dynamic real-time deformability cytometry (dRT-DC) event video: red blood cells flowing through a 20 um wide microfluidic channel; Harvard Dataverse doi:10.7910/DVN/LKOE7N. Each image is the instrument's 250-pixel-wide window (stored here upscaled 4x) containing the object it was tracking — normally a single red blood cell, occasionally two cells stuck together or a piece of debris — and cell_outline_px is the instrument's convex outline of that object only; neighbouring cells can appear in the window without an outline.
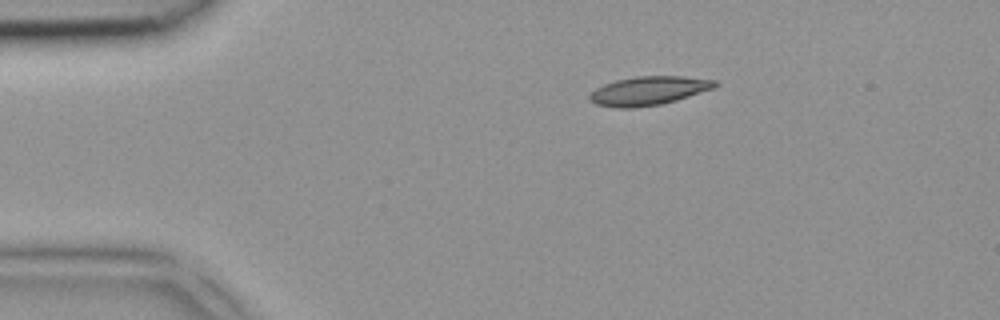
{"species": "common noctule bat (a hibernating species)", "species_latin": "Nyctalus noctula", "temperature_condition": "room temperature", "stored_images_in_passage": 2, "camera_frame_rate_fps": 3000, "um_per_image_px": 0.085, "animal": {"sex": "female", "body_mass_g": 18.4}, "frame": {"image": 1, "passage_image": 1, "time_ms": 0.0, "image_size_px": [1000, 320], "cell_outline_px": [[720, 84], [716, 88], [676, 100], [660, 104], [632, 108], [616, 108], [596, 104], [588, 100], [588, 96], [596, 88], [604, 84], [616, 80], [636, 76], [684, 76], [716, 80]], "centroid_in_image_um": [55.15, 7.71], "position_along_channel_um": 29.8, "area_um2": 21.15}}